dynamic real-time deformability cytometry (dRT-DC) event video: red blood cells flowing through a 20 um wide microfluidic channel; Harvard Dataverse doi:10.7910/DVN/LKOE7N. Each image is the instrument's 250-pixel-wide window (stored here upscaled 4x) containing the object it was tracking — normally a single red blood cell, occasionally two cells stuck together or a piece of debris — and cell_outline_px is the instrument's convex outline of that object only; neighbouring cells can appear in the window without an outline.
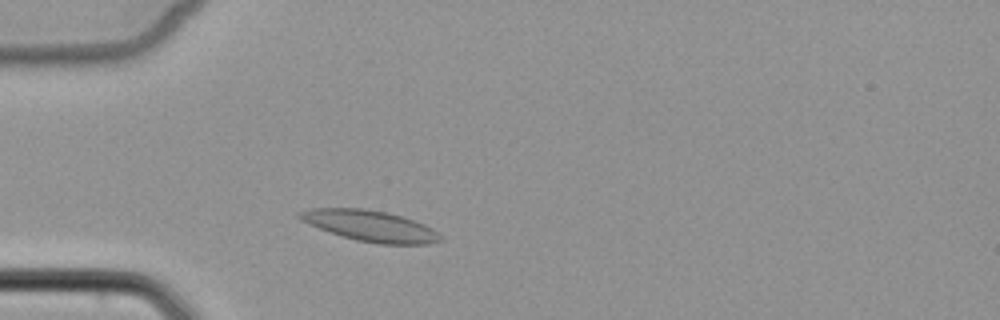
{"species": "common noctule bat (a hibernating species)", "species_latin": "Nyctalus noctula", "temperature_condition": "cold", "stored_images_in_passage": 5, "camera_frame_rate_fps": 3000, "um_per_image_px": 0.085, "animal": {"sex": "female", "body_mass_g": 22.7, "forearm_length_mm": 54.2}, "frame": {"image": 1, "passage_image": 5, "time_ms": 4.667, "image_size_px": [1000, 320], "cell_outline_px": [[444, 240], [428, 244], [380, 244], [356, 240], [308, 224], [300, 220], [296, 216], [296, 212], [308, 208], [364, 208], [384, 212], [400, 216], [424, 224], [432, 228]], "centroid_in_image_um": [31.43, 19.19], "position_along_channel_um": 53.6, "area_um2": 25.2}}